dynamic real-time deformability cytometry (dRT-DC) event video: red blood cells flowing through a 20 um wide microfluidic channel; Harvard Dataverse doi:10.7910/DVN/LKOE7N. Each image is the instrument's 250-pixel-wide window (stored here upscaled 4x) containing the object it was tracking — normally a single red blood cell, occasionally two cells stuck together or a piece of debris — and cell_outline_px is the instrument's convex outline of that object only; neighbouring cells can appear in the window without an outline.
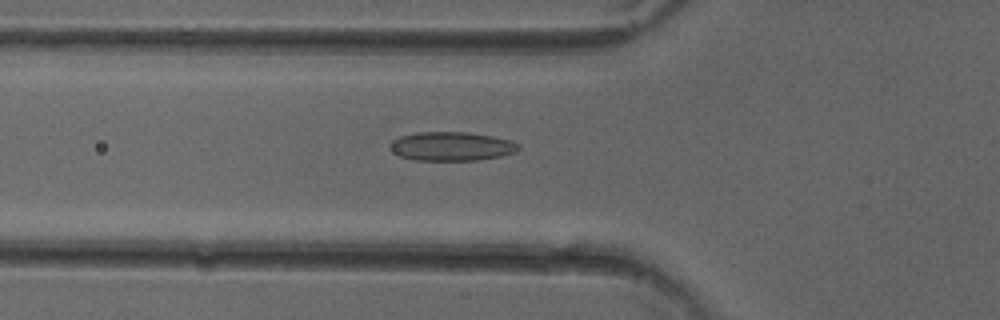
{"species": "common noctule bat (a hibernating species)", "species_latin": "Nyctalus noctula", "temperature_condition": "cold", "stored_images_in_passage": 47, "camera_frame_rate_fps": 3000, "um_per_image_px": 0.085, "animal": {"sex": "female"}, "frame": {"image": 1, "passage_image": 14, "time_ms": 4.333, "image_size_px": [1000, 320], "cell_outline_px": [[520, 148], [516, 152], [500, 156], [476, 160], [416, 160], [400, 156], [388, 148], [388, 144], [392, 140], [400, 136], [416, 132], [468, 132], [492, 136], [512, 140], [520, 144]], "centroid_in_image_um": [38.37, 12.43], "position_along_channel_um": 87.4, "area_um2": 21.79}}
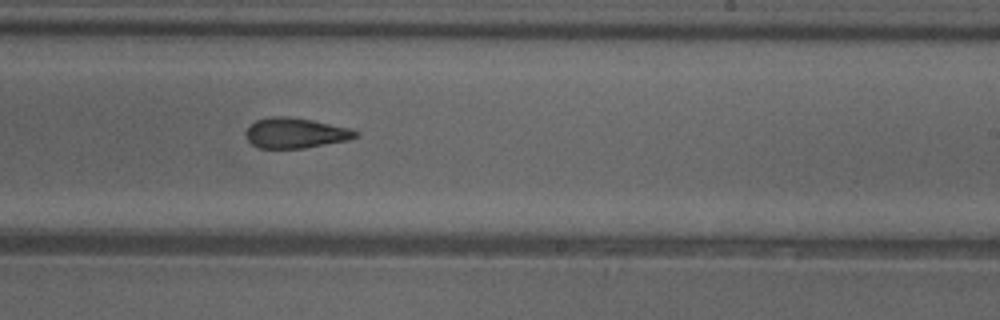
{"frame": {"image": 2, "passage_image": 27, "time_ms": 8.667, "image_size_px": [1000, 320], "cell_outline_px": [[360, 132], [356, 136], [348, 140], [304, 148], [260, 148], [252, 144], [248, 140], [244, 132], [256, 120], [272, 116], [288, 116], [312, 120], [348, 128]], "centroid_in_image_um": [25.09, 11.3], "position_along_channel_um": 263.9, "area_um2": 19.19}}
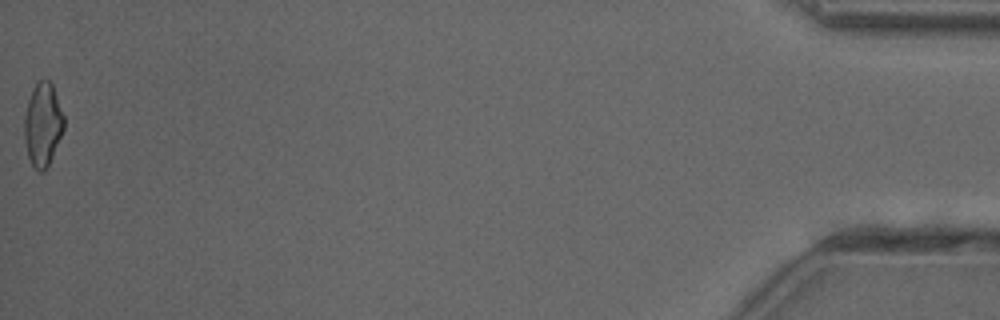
{"frame": {"image": 3, "passage_image": 47, "time_ms": 15.333, "image_size_px": [1000, 320], "cell_outline_px": [[64, 128], [52, 156], [44, 172], [40, 172], [32, 164], [28, 156], [24, 140], [24, 116], [28, 100], [32, 88], [40, 80], [48, 80], [52, 84], [64, 116]], "centroid_in_image_um": [3.62, 10.57], "position_along_channel_um": 431.6, "area_um2": 19.02}, "authors_computed_cell_mechanics": {"area_um2": 19.9988, "velocity_mm_per_s": 4.0545, "shape_relaxation_time_tau1_ms": null, "shape_relaxation_time_tau2_ms": 2.3903, "deformation_change_tau1": null, "deformation_change_tau2": 0.1072}}